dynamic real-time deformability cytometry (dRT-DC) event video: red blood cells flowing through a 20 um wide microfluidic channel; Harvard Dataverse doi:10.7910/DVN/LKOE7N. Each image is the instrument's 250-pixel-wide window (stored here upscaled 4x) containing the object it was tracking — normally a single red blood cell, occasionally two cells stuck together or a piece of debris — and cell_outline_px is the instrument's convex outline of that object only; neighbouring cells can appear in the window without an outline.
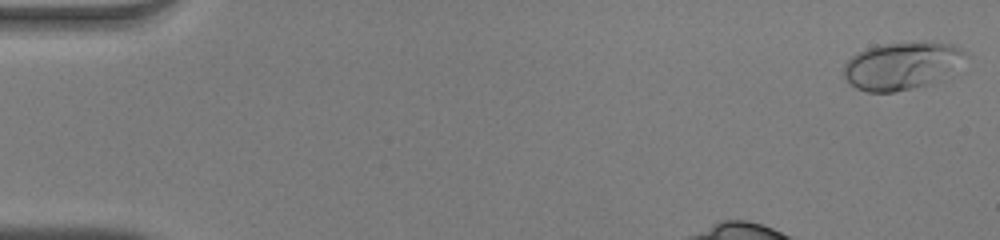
{"species": "human", "species_latin": "Homo sapiens", "temperature_condition": "warm", "stored_images_in_passage": 35, "camera_frame_rate_fps": 3000, "um_per_image_px": 0.085, "donor": {"sex": "male"}, "frame": {"image": 1, "passage_image": 1, "time_ms": 0.0, "image_size_px": [1000, 240], "cell_outline_px": [[968, 56], [928, 84], [912, 88], [892, 92], [868, 92], [856, 88], [844, 76], [844, 64], [852, 56], [876, 44], [928, 40], [932, 40], [956, 44], [968, 52]], "centroid_in_image_um": [76.64, 5.52], "position_along_channel_um": 8.4, "area_um2": 33.52}}